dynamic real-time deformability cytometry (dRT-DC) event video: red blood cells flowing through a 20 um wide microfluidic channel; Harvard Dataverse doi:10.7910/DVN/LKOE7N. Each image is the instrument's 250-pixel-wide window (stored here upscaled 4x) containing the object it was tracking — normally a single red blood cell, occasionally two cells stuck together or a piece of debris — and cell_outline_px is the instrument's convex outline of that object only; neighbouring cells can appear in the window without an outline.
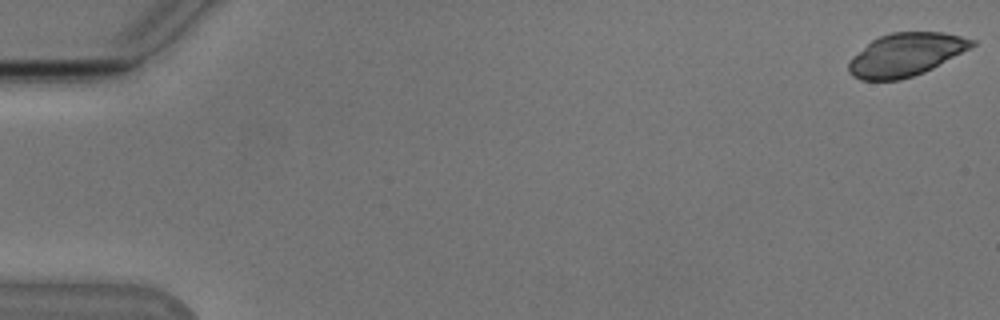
{"species": "Egyptian fruit bat (a non-hibernating species)", "species_latin": "Rousettus aegyptiacus", "temperature_condition": "cold", "stored_images_in_passage": 51, "camera_frame_rate_fps": 3000, "um_per_image_px": 0.085, "animal": {"sex": "male"}, "frame": {"image": 1, "passage_image": 1, "time_ms": 0.0, "image_size_px": [1000, 320], "cell_outline_px": [[976, 44], [932, 68], [924, 72], [900, 80], [860, 80], [852, 76], [848, 72], [848, 60], [852, 56], [872, 40], [880, 36], [892, 32], [944, 32], [976, 40]], "centroid_in_image_um": [76.94, 4.65], "position_along_channel_um": 8.1, "area_um2": 30.69}}
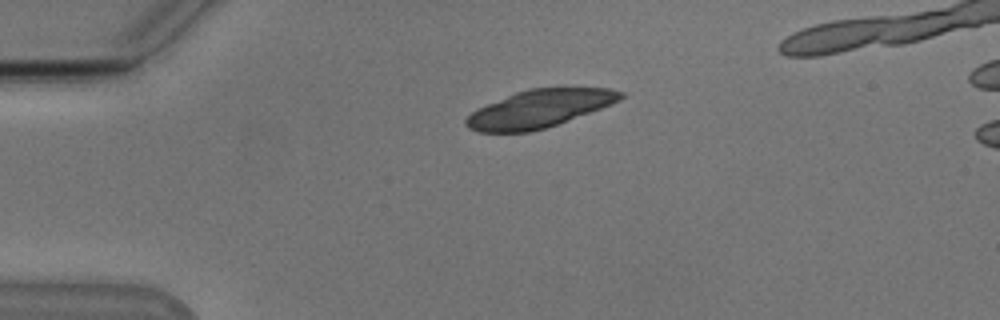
{"frame": {"image": 2, "passage_image": 13, "time_ms": 4.0, "image_size_px": [1000, 320], "cell_outline_px": [[624, 96], [620, 100], [612, 104], [556, 124], [544, 128], [528, 132], [476, 132], [468, 128], [464, 124], [464, 120], [472, 112], [488, 104], [516, 92], [528, 88], [608, 88], [624, 92]], "centroid_in_image_um": [45.83, 9.24], "position_along_channel_um": 39.2, "area_um2": 33.47}}